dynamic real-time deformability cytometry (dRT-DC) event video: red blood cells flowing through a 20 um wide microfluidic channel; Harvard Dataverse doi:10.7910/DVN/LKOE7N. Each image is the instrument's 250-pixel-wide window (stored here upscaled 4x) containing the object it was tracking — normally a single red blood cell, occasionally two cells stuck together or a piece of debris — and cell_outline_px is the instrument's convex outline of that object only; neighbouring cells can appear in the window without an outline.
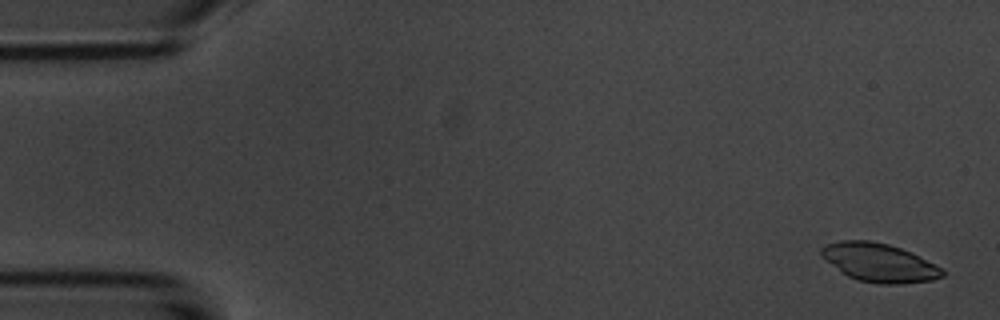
{"species": "common noctule bat (a hibernating species)", "species_latin": "Nyctalus noctula", "temperature_condition": "room temperature", "stored_images_in_passage": 6, "camera_frame_rate_fps": 3000, "um_per_image_px": 0.085, "animal": {"sex": "male", "body_mass_g": 20.1, "forearm_length_mm": 53.5}, "frame": {"image": 1, "passage_image": 1, "time_ms": 0.0, "image_size_px": [1000, 320], "cell_outline_px": [[944, 276], [932, 280], [900, 284], [880, 284], [856, 280], [840, 272], [820, 256], [820, 248], [824, 244], [840, 240], [872, 240], [888, 244], [912, 252], [940, 268], [944, 272]], "centroid_in_image_um": [74.67, 22.31], "position_along_channel_um": 10.3, "area_um2": 27.34}}